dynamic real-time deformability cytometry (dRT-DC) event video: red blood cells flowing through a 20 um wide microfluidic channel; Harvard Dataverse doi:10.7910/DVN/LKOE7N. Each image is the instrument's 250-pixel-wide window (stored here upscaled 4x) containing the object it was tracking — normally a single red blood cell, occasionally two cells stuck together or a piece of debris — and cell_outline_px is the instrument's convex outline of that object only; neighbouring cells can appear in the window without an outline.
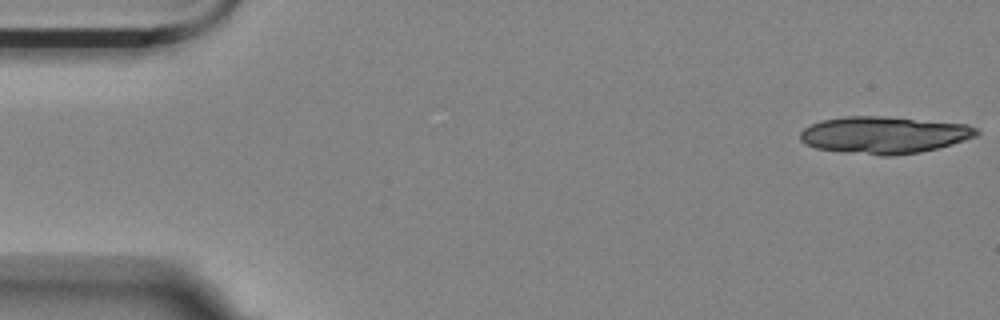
{"species": "Egyptian fruit bat (a non-hibernating species)", "species_latin": "Rousettus aegyptiacus", "temperature_condition": "room temperature", "stored_images_in_passage": 6, "camera_frame_rate_fps": 3000, "um_per_image_px": 0.085, "animal": {"sex": "female"}, "frame": {"image": 1, "passage_image": 1, "time_ms": 0.0, "image_size_px": [1000, 320], "cell_outline_px": [[980, 132], [976, 136], [952, 144], [920, 152], [892, 156], [884, 156], [844, 152], [816, 148], [800, 140], [800, 132], [804, 128], [812, 124], [824, 120], [844, 116], [884, 116], [968, 124], [976, 128]], "centroid_in_image_um": [75.16, 11.47], "position_along_channel_um": 9.8, "area_um2": 37.97}}